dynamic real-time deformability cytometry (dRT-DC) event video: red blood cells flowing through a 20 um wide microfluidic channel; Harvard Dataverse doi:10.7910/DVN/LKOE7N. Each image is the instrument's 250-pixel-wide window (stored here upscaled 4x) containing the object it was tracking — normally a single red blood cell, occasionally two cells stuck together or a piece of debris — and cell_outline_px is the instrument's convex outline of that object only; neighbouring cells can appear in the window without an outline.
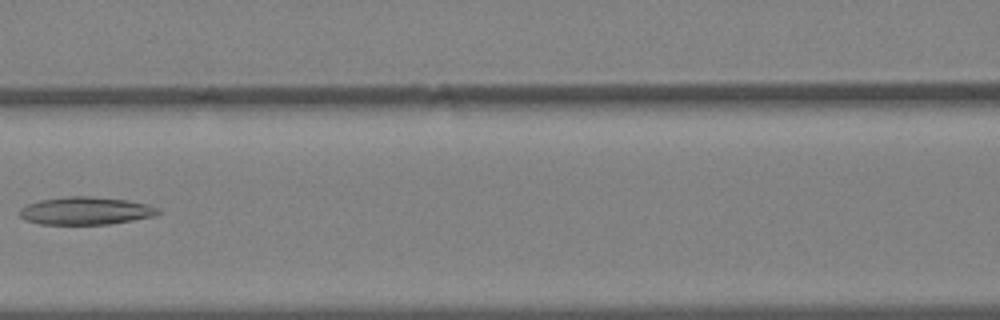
{"species": "Egyptian fruit bat (a non-hibernating species)", "species_latin": "Rousettus aegyptiacus", "temperature_condition": "warm", "stored_images_in_passage": 25, "camera_frame_rate_fps": 3000, "um_per_image_px": 0.085, "animal": {"sex": "female"}, "frame": {"image": 1, "passage_image": 5, "time_ms": 1.333, "image_size_px": [1000, 320], "cell_outline_px": [[160, 212], [152, 216], [132, 220], [108, 224], [40, 224], [24, 220], [20, 216], [20, 208], [28, 204], [40, 200], [68, 196], [88, 196], [128, 200], [148, 204], [160, 208]], "centroid_in_image_um": [7.27, 17.91], "position_along_channel_um": 159.3, "area_um2": 22.31}}
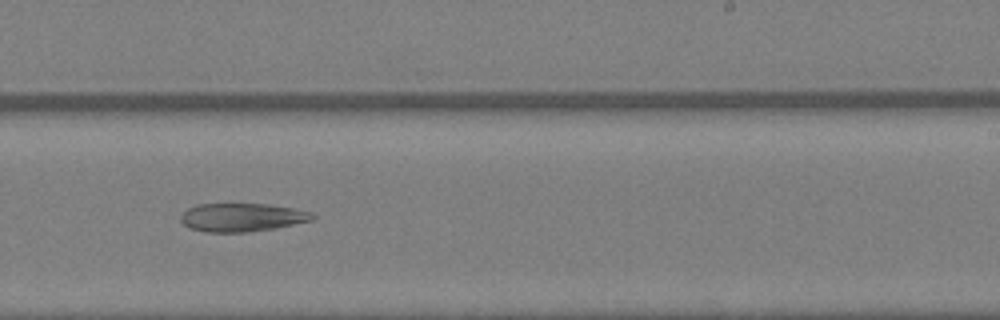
{"frame": {"image": 2, "passage_image": 11, "time_ms": 3.333, "image_size_px": [1000, 320], "cell_outline_px": [[316, 216], [312, 220], [272, 228], [248, 232], [204, 232], [192, 228], [184, 224], [180, 220], [180, 216], [188, 208], [200, 204], [268, 204], [292, 208], [312, 212]], "centroid_in_image_um": [20.56, 18.47], "position_along_channel_um": 268.4, "area_um2": 21.5}}
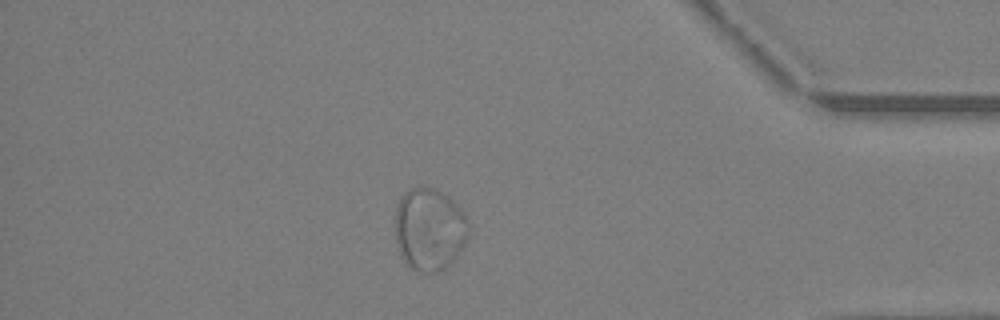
{"frame": {"image": 3, "passage_image": 20, "time_ms": 6.333, "image_size_px": [1000, 320], "cell_outline_px": [[468, 236], [464, 244], [456, 256], [440, 272], [432, 276], [408, 268], [396, 248], [396, 208], [400, 196], [412, 188], [436, 188], [448, 196], [464, 212], [468, 220]], "centroid_in_image_um": [36.49, 19.53], "position_along_channel_um": 398.7, "area_um2": 35.72}}